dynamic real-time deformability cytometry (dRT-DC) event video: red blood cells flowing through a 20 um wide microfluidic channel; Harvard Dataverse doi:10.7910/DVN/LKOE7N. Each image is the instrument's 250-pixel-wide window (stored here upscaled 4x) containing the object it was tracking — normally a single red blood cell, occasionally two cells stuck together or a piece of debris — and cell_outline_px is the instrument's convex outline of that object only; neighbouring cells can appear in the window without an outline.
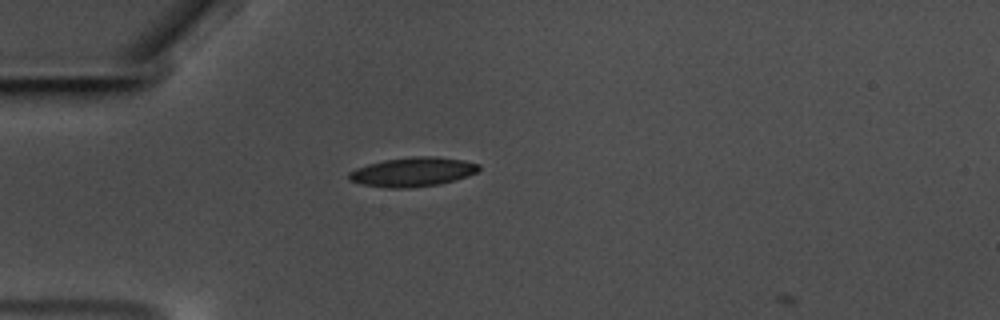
{"species": "common noctule bat (a hibernating species)", "species_latin": "Nyctalus noctula", "temperature_condition": "warm", "stored_images_in_passage": 2, "camera_frame_rate_fps": 3000, "um_per_image_px": 0.085, "animal": {"sex": "male", "body_mass_g": 17.5, "forearm_length_mm": 52.3}, "frame": {"image": 1, "passage_image": 1, "time_ms": 0.0, "image_size_px": [1000, 320], "cell_outline_px": [[480, 168], [476, 172], [468, 176], [440, 184], [408, 188], [388, 188], [360, 184], [348, 180], [348, 172], [356, 168], [368, 164], [384, 160], [412, 156], [436, 156], [464, 160], [480, 164]], "centroid_in_image_um": [35.07, 14.61], "position_along_channel_um": 49.9, "area_um2": 22.31}}